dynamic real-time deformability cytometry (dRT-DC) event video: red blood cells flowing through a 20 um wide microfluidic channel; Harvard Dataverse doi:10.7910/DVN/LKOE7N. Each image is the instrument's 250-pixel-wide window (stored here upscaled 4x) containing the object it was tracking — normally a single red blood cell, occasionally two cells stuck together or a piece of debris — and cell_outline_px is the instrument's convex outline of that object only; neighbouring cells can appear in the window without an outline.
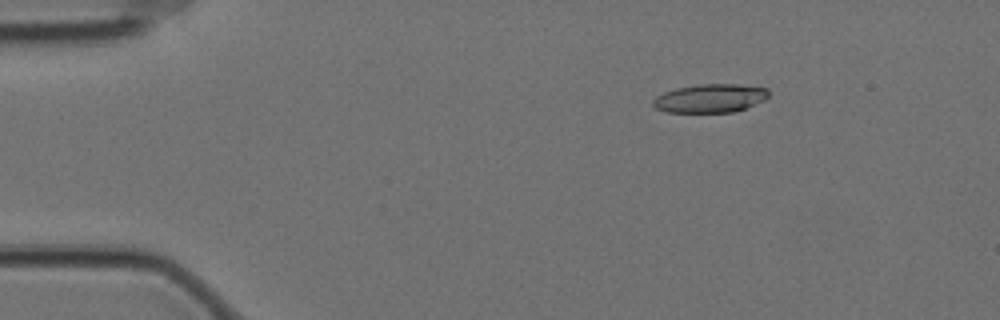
{"species": "Egyptian fruit bat (a non-hibernating species)", "species_latin": "Rousettus aegyptiacus", "temperature_condition": "cold", "stored_images_in_passage": 47, "camera_frame_rate_fps": 3000, "um_per_image_px": 0.085, "animal": {"sex": "female"}, "frame": {"image": 1, "passage_image": 9, "time_ms": 2.667, "image_size_px": [1000, 320], "cell_outline_px": [[768, 96], [764, 100], [744, 108], [732, 112], [664, 112], [656, 108], [652, 104], [652, 100], [656, 96], [664, 92], [676, 88], [700, 84], [736, 84], [768, 88]], "centroid_in_image_um": [60.33, 8.35], "position_along_channel_um": 24.7, "area_um2": 19.13}}
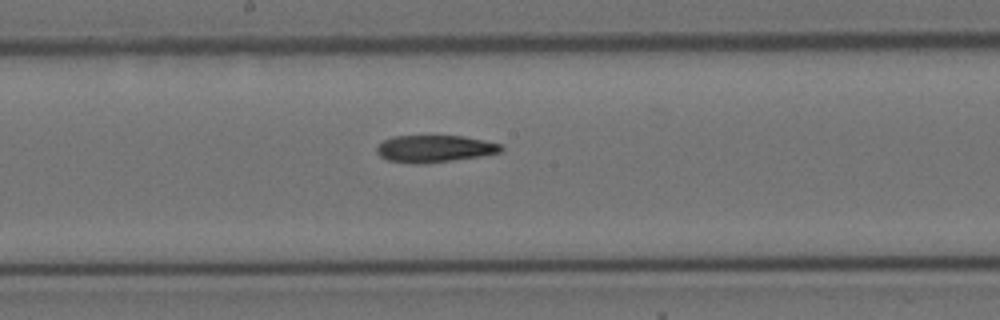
{"frame": {"image": 2, "passage_image": 31, "time_ms": 10.0, "image_size_px": [1000, 320], "cell_outline_px": [[504, 148], [500, 152], [484, 156], [424, 164], [412, 164], [388, 160], [380, 156], [376, 152], [376, 148], [384, 140], [392, 136], [464, 136], [484, 140], [500, 144]], "centroid_in_image_um": [36.94, 12.65], "position_along_channel_um": 211.3, "area_um2": 19.77}}
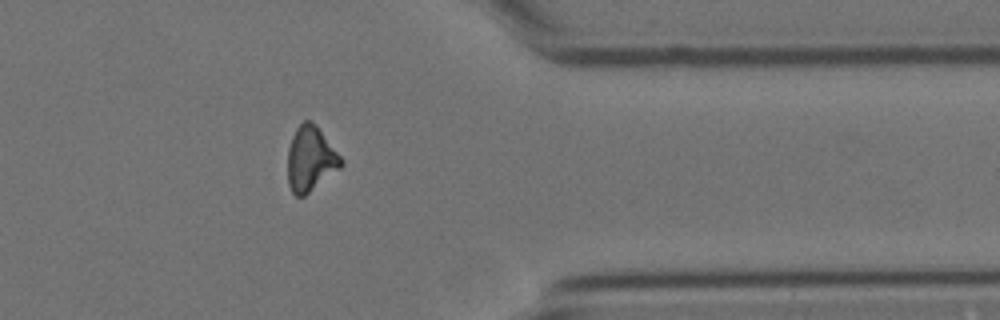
{"frame": {"image": 3, "passage_image": 47, "time_ms": 15.333, "image_size_px": [1000, 320], "cell_outline_px": [[344, 164], [340, 168], [304, 196], [296, 196], [292, 192], [288, 184], [288, 148], [292, 136], [296, 128], [304, 120], [312, 120], [316, 124], [344, 160]], "centroid_in_image_um": [26.4, 13.49], "position_along_channel_um": 385.0, "area_um2": 20.23}}